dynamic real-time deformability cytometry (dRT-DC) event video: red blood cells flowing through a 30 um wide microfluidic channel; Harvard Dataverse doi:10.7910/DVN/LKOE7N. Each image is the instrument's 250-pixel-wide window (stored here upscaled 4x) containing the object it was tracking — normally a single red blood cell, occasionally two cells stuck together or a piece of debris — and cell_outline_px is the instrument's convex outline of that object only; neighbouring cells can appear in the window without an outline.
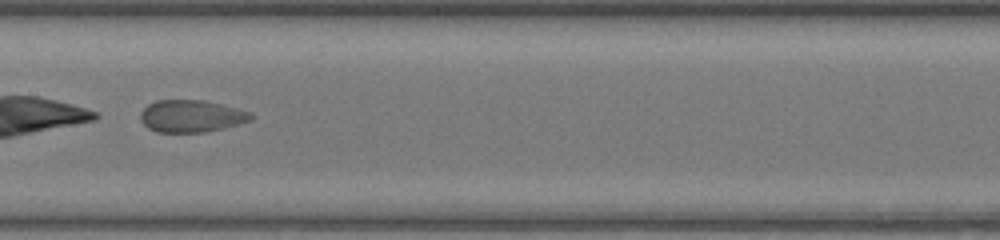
{"species": "common noctule bat (a hibernating species)", "species_latin": "Nyctalus noctula", "temperature_condition": "warm", "stored_images_in_passage": 45, "camera_frame_rate_fps": 3000, "um_per_image_px": 0.085, "animal": {"sex": "female", "body_mass_g": 17.0, "forearm_length_mm": 48.0}, "frame": {"image": 1, "passage_image": 24, "time_ms": 7.667, "image_size_px": [1000, 240], "cell_outline_px": [[256, 116], [252, 120], [224, 128], [204, 132], [156, 132], [148, 128], [140, 120], [140, 112], [148, 104], [156, 100], [204, 100], [252, 112]], "centroid_in_image_um": [16.27, 9.87], "position_along_channel_um": 191.1, "area_um2": 20.87}}
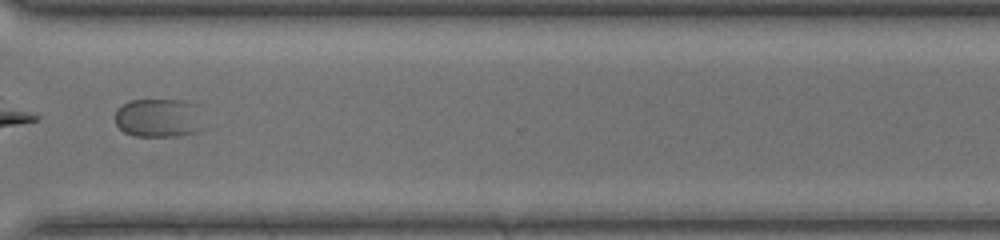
{"frame": {"image": 2, "passage_image": 35, "time_ms": 11.333, "image_size_px": [1000, 240], "cell_outline_px": [[204, 128], [200, 132], [180, 136], [136, 136], [124, 132], [116, 124], [116, 108], [128, 100], [184, 100], [200, 104]], "centroid_in_image_um": [13.57, 10.02], "position_along_channel_um": 357.0, "area_um2": 20.75}}